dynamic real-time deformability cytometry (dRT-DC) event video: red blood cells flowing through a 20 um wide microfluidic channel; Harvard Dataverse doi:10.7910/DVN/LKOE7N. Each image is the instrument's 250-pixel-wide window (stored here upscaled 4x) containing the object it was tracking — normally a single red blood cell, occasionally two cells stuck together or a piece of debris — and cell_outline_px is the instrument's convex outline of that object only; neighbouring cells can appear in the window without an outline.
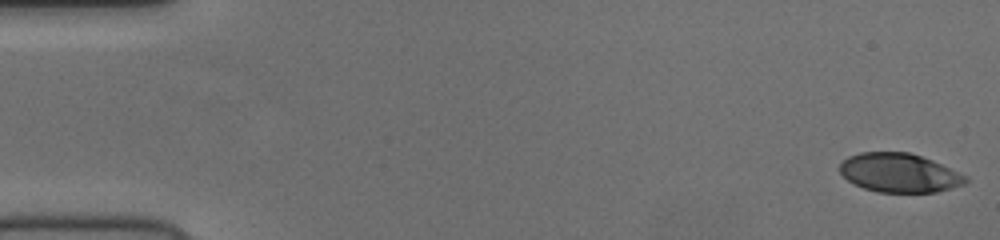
{"species": "human", "species_latin": "Homo sapiens", "temperature_condition": "cold", "stored_images_in_passage": 52, "camera_frame_rate_fps": 3000, "um_per_image_px": 0.085, "donor": {"sex": "female"}, "frame": {"image": 1, "passage_image": 1, "time_ms": 0.0, "image_size_px": [1000, 240], "cell_outline_px": [[968, 180], [964, 184], [936, 192], [880, 192], [864, 188], [852, 184], [840, 172], [840, 164], [848, 156], [860, 152], [908, 152], [932, 160], [968, 176]], "centroid_in_image_um": [76.43, 14.69], "position_along_channel_um": 8.6, "area_um2": 28.44}}
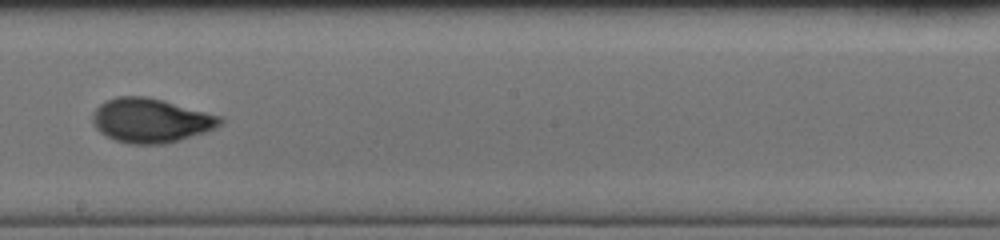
{"frame": {"image": 2, "passage_image": 30, "time_ms": 9.667, "image_size_px": [1000, 240], "cell_outline_px": [[224, 124], [216, 128], [180, 140], [164, 144], [128, 144], [116, 140], [100, 132], [96, 128], [92, 120], [92, 112], [104, 100], [116, 96], [144, 96], [164, 100], [224, 116]], "centroid_in_image_um": [12.85, 10.22], "position_along_channel_um": 235.3, "area_um2": 33.29}}
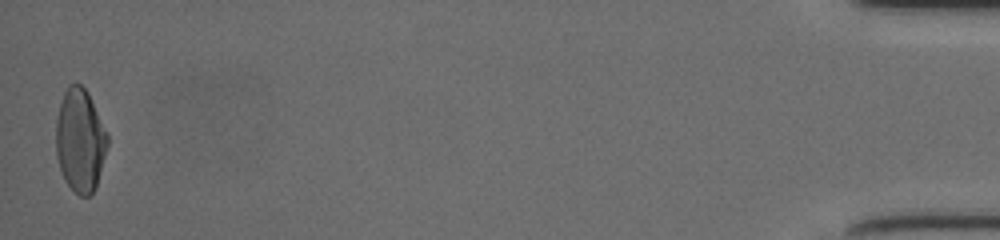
{"frame": {"image": 3, "passage_image": 52, "time_ms": 17.0, "image_size_px": [1000, 240], "cell_outline_px": [[108, 144], [96, 188], [88, 196], [80, 196], [64, 180], [56, 156], [56, 120], [60, 104], [64, 92], [68, 84], [76, 80], [88, 92], [108, 136]], "centroid_in_image_um": [6.8, 11.91], "position_along_channel_um": 428.4, "area_um2": 30.98}}